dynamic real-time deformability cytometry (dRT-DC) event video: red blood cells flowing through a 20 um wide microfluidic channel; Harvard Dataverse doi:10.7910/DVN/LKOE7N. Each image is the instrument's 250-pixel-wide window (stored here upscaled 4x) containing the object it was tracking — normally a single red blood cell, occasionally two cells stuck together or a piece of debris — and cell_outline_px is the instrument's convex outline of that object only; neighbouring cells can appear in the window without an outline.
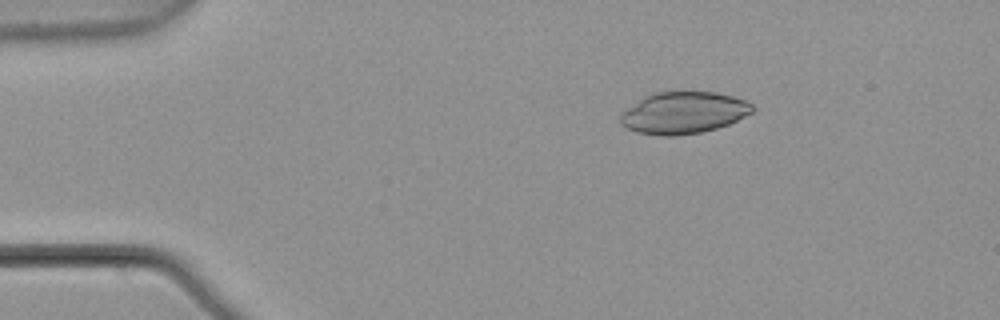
{"species": "common noctule bat (a hibernating species)", "species_latin": "Nyctalus noctula", "temperature_condition": "warm", "stored_images_in_passage": 4, "camera_frame_rate_fps": 3000, "um_per_image_px": 0.085, "animal": {"sex": "male", "body_mass_g": 21.5, "forearm_length_mm": 52.0}, "frame": {"image": 1, "passage_image": 1, "time_ms": 0.0, "image_size_px": [1000, 320], "cell_outline_px": [[756, 108], [752, 112], [728, 124], [716, 128], [700, 132], [676, 136], [660, 136], [636, 132], [620, 124], [620, 112], [640, 100], [656, 92], [716, 92], [732, 96], [744, 100], [752, 104]], "centroid_in_image_um": [58.09, 9.59], "position_along_channel_um": 26.9, "area_um2": 31.96}}